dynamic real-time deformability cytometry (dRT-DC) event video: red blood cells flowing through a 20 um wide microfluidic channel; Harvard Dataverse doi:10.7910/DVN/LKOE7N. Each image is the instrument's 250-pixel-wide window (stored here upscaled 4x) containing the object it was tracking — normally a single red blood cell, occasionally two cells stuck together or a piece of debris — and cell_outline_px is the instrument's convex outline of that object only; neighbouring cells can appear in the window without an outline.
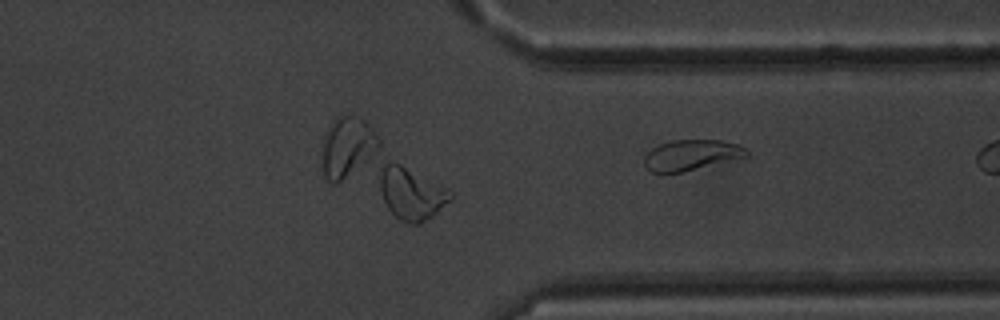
{"species": "common noctule bat (a hibernating species)", "species_latin": "Nyctalus noctula", "temperature_condition": "warm", "stored_images_in_passage": 30, "camera_frame_rate_fps": 3000, "um_per_image_px": 0.085, "animal": {"sex": "male", "body_mass_g": 20.1, "forearm_length_mm": 53.5}, "frame": {"image": 1, "passage_image": 30, "time_ms": 9.667, "image_size_px": [1000, 320], "cell_outline_px": [[748, 156], [680, 172], [652, 172], [644, 164], [644, 156], [652, 148], [660, 144], [672, 140], [720, 140], [736, 144], [744, 148], [748, 152]], "centroid_in_image_um": [58.74, 13.16], "position_along_channel_um": 352.7, "area_um2": 17.8}}